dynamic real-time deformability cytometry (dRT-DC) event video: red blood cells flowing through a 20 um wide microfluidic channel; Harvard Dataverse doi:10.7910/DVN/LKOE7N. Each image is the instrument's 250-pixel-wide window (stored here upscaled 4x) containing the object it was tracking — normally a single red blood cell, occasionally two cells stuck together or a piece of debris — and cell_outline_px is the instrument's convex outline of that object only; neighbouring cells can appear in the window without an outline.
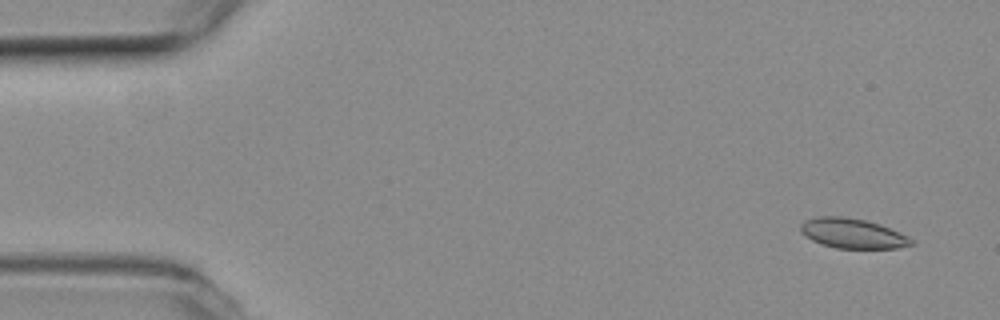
{"species": "common noctule bat (a hibernating species)", "species_latin": "Nyctalus noctula", "temperature_condition": "room temperature", "stored_images_in_passage": 55, "camera_frame_rate_fps": 3000, "um_per_image_px": 0.085, "animal": {"sex": "female", "body_mass_g": 19.3, "forearm_length_mm": 54.1}, "frame": {"image": 1, "passage_image": 3, "time_ms": 0.667, "image_size_px": [1000, 320], "cell_outline_px": [[916, 244], [896, 248], [836, 248], [820, 244], [804, 236], [800, 232], [800, 224], [804, 220], [816, 216], [844, 216], [864, 220], [880, 224], [908, 236]], "centroid_in_image_um": [72.43, 19.83], "position_along_channel_um": 12.6, "area_um2": 19.42}}
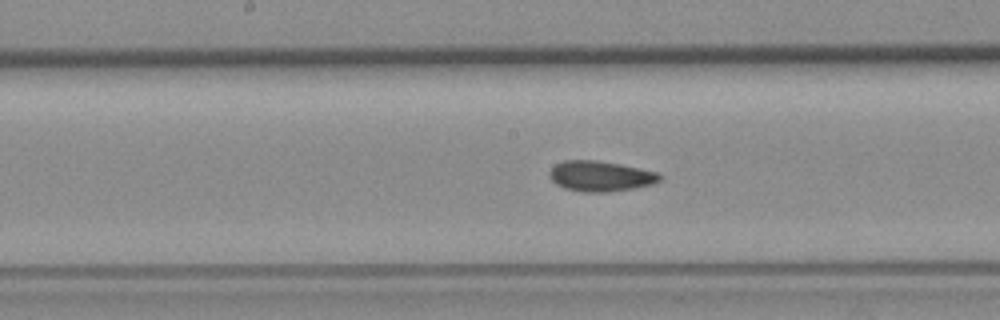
{"frame": {"image": 2, "passage_image": 27, "time_ms": 8.667, "image_size_px": [1000, 320], "cell_outline_px": [[664, 176], [660, 180], [652, 184], [636, 188], [608, 192], [584, 192], [564, 188], [556, 184], [548, 176], [548, 172], [556, 164], [564, 160], [596, 160], [620, 164], [660, 172]], "centroid_in_image_um": [51.07, 14.97], "position_along_channel_um": 197.1, "area_um2": 19.77}}
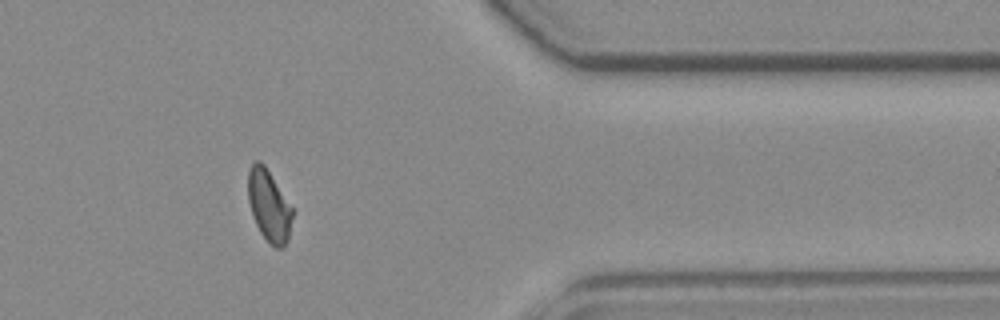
{"frame": {"image": 3, "passage_image": 44, "time_ms": 14.333, "image_size_px": [1000, 320], "cell_outline_px": [[292, 216], [288, 240], [284, 248], [276, 248], [268, 244], [260, 232], [252, 216], [248, 200], [248, 168], [256, 160], [260, 160], [264, 164], [292, 208]], "centroid_in_image_um": [22.84, 17.51], "position_along_channel_um": 388.6, "area_um2": 18.5}, "authors_computed_cell_mechanics": {"area_um2": 19.3052, "velocity_mm_per_s": 3.7755, "shape_relaxation_time_tau1_ms": null, "shape_relaxation_time_tau2_ms": 4.4244, "deformation_change_tau1": null, "deformation_change_tau2": 0.0847}}